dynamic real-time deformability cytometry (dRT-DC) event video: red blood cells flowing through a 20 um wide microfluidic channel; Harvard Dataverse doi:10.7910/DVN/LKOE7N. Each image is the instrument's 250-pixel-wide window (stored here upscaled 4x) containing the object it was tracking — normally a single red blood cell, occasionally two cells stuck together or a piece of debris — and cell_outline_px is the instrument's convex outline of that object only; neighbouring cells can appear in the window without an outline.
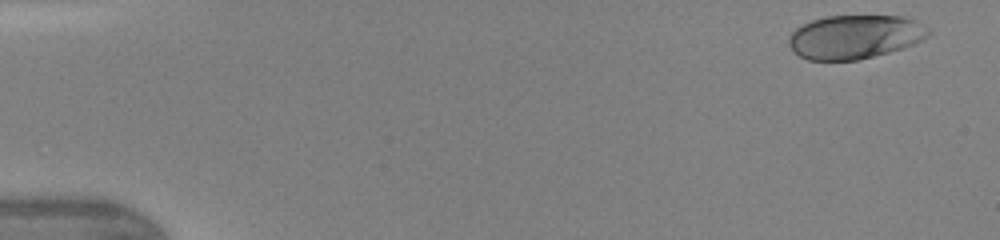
{"species": "human", "species_latin": "Homo sapiens", "temperature_condition": "warm", "stored_images_in_passage": 46, "camera_frame_rate_fps": 3000, "um_per_image_px": 0.085, "donor": {"sex": "female"}, "frame": {"image": 1, "passage_image": 2, "time_ms": 0.333, "image_size_px": [1000, 240], "cell_outline_px": [[932, 32], [928, 36], [912, 44], [888, 52], [860, 60], [808, 60], [792, 52], [788, 44], [788, 40], [792, 32], [796, 28], [812, 20], [824, 16], [900, 16], [916, 20]], "centroid_in_image_um": [72.62, 3.13], "position_along_channel_um": 12.4, "area_um2": 35.55}}
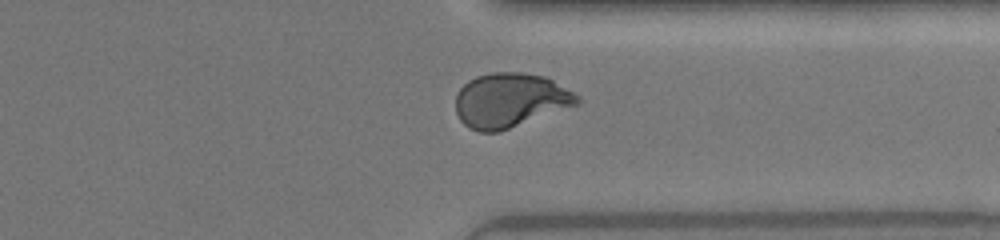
{"frame": {"image": 2, "passage_image": 36, "time_ms": 11.667, "image_size_px": [1000, 240], "cell_outline_px": [[580, 104], [500, 132], [480, 132], [468, 128], [460, 120], [456, 112], [456, 92], [468, 80], [476, 76], [492, 72], [520, 72], [544, 76], [552, 80], [580, 96]], "centroid_in_image_um": [43.35, 8.53], "position_along_channel_um": 368.1, "area_um2": 38.84}}
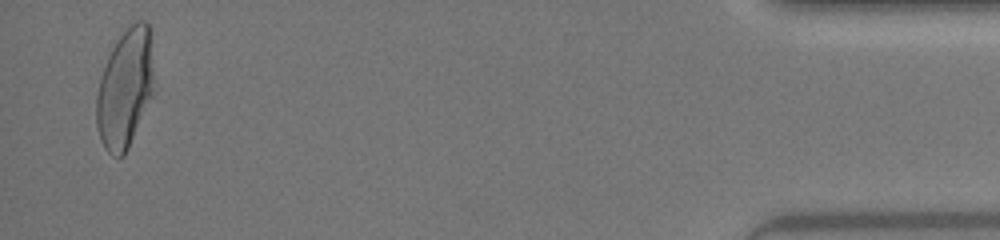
{"frame": {"image": 3, "passage_image": 45, "time_ms": 14.667, "image_size_px": [1000, 240], "cell_outline_px": [[152, 92], [128, 148], [124, 156], [112, 156], [104, 148], [96, 124], [96, 96], [100, 80], [108, 56], [112, 48], [120, 36], [136, 20], [144, 20], [148, 24], [152, 68]], "centroid_in_image_um": [10.59, 7.55], "position_along_channel_um": 424.6, "area_um2": 38.61}, "authors_computed_cell_mechanics": {"area_um2": 37.3388, "velocity_mm_per_s": 4.3537, "shape_relaxation_time_tau1_ms": 5.1608, "shape_relaxation_time_tau2_ms": null, "deformation_change_tau1": 0.2281, "deformation_change_tau2": null}}